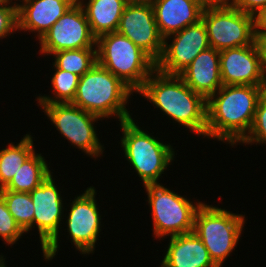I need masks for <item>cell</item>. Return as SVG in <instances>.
<instances>
[{
	"instance_id": "6da1fadb",
	"label": "cell",
	"mask_w": 266,
	"mask_h": 267,
	"mask_svg": "<svg viewBox=\"0 0 266 267\" xmlns=\"http://www.w3.org/2000/svg\"><path fill=\"white\" fill-rule=\"evenodd\" d=\"M266 86L223 85L207 99L206 137L240 143L249 133Z\"/></svg>"
},
{
	"instance_id": "7a4b0ae2",
	"label": "cell",
	"mask_w": 266,
	"mask_h": 267,
	"mask_svg": "<svg viewBox=\"0 0 266 267\" xmlns=\"http://www.w3.org/2000/svg\"><path fill=\"white\" fill-rule=\"evenodd\" d=\"M138 93L191 133L206 137L207 99L194 92L179 75L156 69Z\"/></svg>"
},
{
	"instance_id": "3957f363",
	"label": "cell",
	"mask_w": 266,
	"mask_h": 267,
	"mask_svg": "<svg viewBox=\"0 0 266 267\" xmlns=\"http://www.w3.org/2000/svg\"><path fill=\"white\" fill-rule=\"evenodd\" d=\"M134 93L117 76L98 64L79 78L73 105L99 116H114L122 122L131 119L126 104Z\"/></svg>"
},
{
	"instance_id": "277c9868",
	"label": "cell",
	"mask_w": 266,
	"mask_h": 267,
	"mask_svg": "<svg viewBox=\"0 0 266 267\" xmlns=\"http://www.w3.org/2000/svg\"><path fill=\"white\" fill-rule=\"evenodd\" d=\"M97 63L137 93L156 70V62L126 36L118 32L96 39Z\"/></svg>"
},
{
	"instance_id": "5b68a950",
	"label": "cell",
	"mask_w": 266,
	"mask_h": 267,
	"mask_svg": "<svg viewBox=\"0 0 266 267\" xmlns=\"http://www.w3.org/2000/svg\"><path fill=\"white\" fill-rule=\"evenodd\" d=\"M119 124L123 135L120 142L124 157L141 177L144 186L159 184V177L174 160L173 146L141 130L133 118Z\"/></svg>"
},
{
	"instance_id": "8992f818",
	"label": "cell",
	"mask_w": 266,
	"mask_h": 267,
	"mask_svg": "<svg viewBox=\"0 0 266 267\" xmlns=\"http://www.w3.org/2000/svg\"><path fill=\"white\" fill-rule=\"evenodd\" d=\"M244 224V215L202 203L194 217L193 232L202 240L214 264L222 267L237 247Z\"/></svg>"
},
{
	"instance_id": "52a82bcc",
	"label": "cell",
	"mask_w": 266,
	"mask_h": 267,
	"mask_svg": "<svg viewBox=\"0 0 266 267\" xmlns=\"http://www.w3.org/2000/svg\"><path fill=\"white\" fill-rule=\"evenodd\" d=\"M201 20L210 47L218 51L251 45L257 40L254 15L230 6L225 0L206 4Z\"/></svg>"
},
{
	"instance_id": "ba28073f",
	"label": "cell",
	"mask_w": 266,
	"mask_h": 267,
	"mask_svg": "<svg viewBox=\"0 0 266 267\" xmlns=\"http://www.w3.org/2000/svg\"><path fill=\"white\" fill-rule=\"evenodd\" d=\"M153 220L155 238L177 236L193 232L194 217L203 202L175 193L159 184L145 185Z\"/></svg>"
},
{
	"instance_id": "9c48e42d",
	"label": "cell",
	"mask_w": 266,
	"mask_h": 267,
	"mask_svg": "<svg viewBox=\"0 0 266 267\" xmlns=\"http://www.w3.org/2000/svg\"><path fill=\"white\" fill-rule=\"evenodd\" d=\"M59 134L92 158L100 157L104 145L100 142L94 123L101 118L72 103L38 104Z\"/></svg>"
},
{
	"instance_id": "30bf717a",
	"label": "cell",
	"mask_w": 266,
	"mask_h": 267,
	"mask_svg": "<svg viewBox=\"0 0 266 267\" xmlns=\"http://www.w3.org/2000/svg\"><path fill=\"white\" fill-rule=\"evenodd\" d=\"M51 174L29 194L34 204V226L38 229L41 250L46 261L55 258L59 248V227L62 224L63 198Z\"/></svg>"
},
{
	"instance_id": "8fae6325",
	"label": "cell",
	"mask_w": 266,
	"mask_h": 267,
	"mask_svg": "<svg viewBox=\"0 0 266 267\" xmlns=\"http://www.w3.org/2000/svg\"><path fill=\"white\" fill-rule=\"evenodd\" d=\"M42 55L71 49L96 48L83 7L76 1L39 40Z\"/></svg>"
},
{
	"instance_id": "7c38bea8",
	"label": "cell",
	"mask_w": 266,
	"mask_h": 267,
	"mask_svg": "<svg viewBox=\"0 0 266 267\" xmlns=\"http://www.w3.org/2000/svg\"><path fill=\"white\" fill-rule=\"evenodd\" d=\"M172 38V39H171ZM172 40L168 45V40ZM210 47L202 20L164 39L163 53L156 69L167 75H179L203 50Z\"/></svg>"
},
{
	"instance_id": "4fadbf2b",
	"label": "cell",
	"mask_w": 266,
	"mask_h": 267,
	"mask_svg": "<svg viewBox=\"0 0 266 267\" xmlns=\"http://www.w3.org/2000/svg\"><path fill=\"white\" fill-rule=\"evenodd\" d=\"M84 192L70 202L66 224L75 248L80 253L89 255L94 253L95 244L99 240L102 218L95 199V188L90 186Z\"/></svg>"
},
{
	"instance_id": "5bb4252c",
	"label": "cell",
	"mask_w": 266,
	"mask_h": 267,
	"mask_svg": "<svg viewBox=\"0 0 266 267\" xmlns=\"http://www.w3.org/2000/svg\"><path fill=\"white\" fill-rule=\"evenodd\" d=\"M117 32L130 39L155 62L162 56L164 38L158 30L151 4L127 3Z\"/></svg>"
},
{
	"instance_id": "9a60e30c",
	"label": "cell",
	"mask_w": 266,
	"mask_h": 267,
	"mask_svg": "<svg viewBox=\"0 0 266 267\" xmlns=\"http://www.w3.org/2000/svg\"><path fill=\"white\" fill-rule=\"evenodd\" d=\"M220 73L223 85L266 86L257 40L251 45L221 50Z\"/></svg>"
},
{
	"instance_id": "2e32d148",
	"label": "cell",
	"mask_w": 266,
	"mask_h": 267,
	"mask_svg": "<svg viewBox=\"0 0 266 267\" xmlns=\"http://www.w3.org/2000/svg\"><path fill=\"white\" fill-rule=\"evenodd\" d=\"M18 31L37 33L42 36L77 0H16Z\"/></svg>"
},
{
	"instance_id": "e0dca14e",
	"label": "cell",
	"mask_w": 266,
	"mask_h": 267,
	"mask_svg": "<svg viewBox=\"0 0 266 267\" xmlns=\"http://www.w3.org/2000/svg\"><path fill=\"white\" fill-rule=\"evenodd\" d=\"M152 6L158 30L165 39L198 23L206 3L202 0H156Z\"/></svg>"
},
{
	"instance_id": "ac0fdd59",
	"label": "cell",
	"mask_w": 266,
	"mask_h": 267,
	"mask_svg": "<svg viewBox=\"0 0 266 267\" xmlns=\"http://www.w3.org/2000/svg\"><path fill=\"white\" fill-rule=\"evenodd\" d=\"M183 81L206 99L223 86L220 73V51L209 47L179 74Z\"/></svg>"
},
{
	"instance_id": "d6986e66",
	"label": "cell",
	"mask_w": 266,
	"mask_h": 267,
	"mask_svg": "<svg viewBox=\"0 0 266 267\" xmlns=\"http://www.w3.org/2000/svg\"><path fill=\"white\" fill-rule=\"evenodd\" d=\"M160 267H217L194 233L172 236Z\"/></svg>"
},
{
	"instance_id": "ffe728a7",
	"label": "cell",
	"mask_w": 266,
	"mask_h": 267,
	"mask_svg": "<svg viewBox=\"0 0 266 267\" xmlns=\"http://www.w3.org/2000/svg\"><path fill=\"white\" fill-rule=\"evenodd\" d=\"M83 7L93 36L117 32L126 0H77ZM84 2V3H83Z\"/></svg>"
},
{
	"instance_id": "44dd1931",
	"label": "cell",
	"mask_w": 266,
	"mask_h": 267,
	"mask_svg": "<svg viewBox=\"0 0 266 267\" xmlns=\"http://www.w3.org/2000/svg\"><path fill=\"white\" fill-rule=\"evenodd\" d=\"M49 168L42 154L34 152L20 167L10 183L0 190L30 193L52 174Z\"/></svg>"
},
{
	"instance_id": "7402d4cb",
	"label": "cell",
	"mask_w": 266,
	"mask_h": 267,
	"mask_svg": "<svg viewBox=\"0 0 266 267\" xmlns=\"http://www.w3.org/2000/svg\"><path fill=\"white\" fill-rule=\"evenodd\" d=\"M33 138L26 134L18 144L10 143L0 150V189L10 183L20 167L35 152Z\"/></svg>"
},
{
	"instance_id": "603a6c76",
	"label": "cell",
	"mask_w": 266,
	"mask_h": 267,
	"mask_svg": "<svg viewBox=\"0 0 266 267\" xmlns=\"http://www.w3.org/2000/svg\"><path fill=\"white\" fill-rule=\"evenodd\" d=\"M55 72L51 78L53 96L39 95L38 104L72 103L75 98L80 76L59 69L54 63Z\"/></svg>"
},
{
	"instance_id": "cb8c5ba5",
	"label": "cell",
	"mask_w": 266,
	"mask_h": 267,
	"mask_svg": "<svg viewBox=\"0 0 266 267\" xmlns=\"http://www.w3.org/2000/svg\"><path fill=\"white\" fill-rule=\"evenodd\" d=\"M0 195L4 198L8 211L14 217L17 225L24 233H28L33 228L34 219V204L30 194L0 190Z\"/></svg>"
},
{
	"instance_id": "d4e9b609",
	"label": "cell",
	"mask_w": 266,
	"mask_h": 267,
	"mask_svg": "<svg viewBox=\"0 0 266 267\" xmlns=\"http://www.w3.org/2000/svg\"><path fill=\"white\" fill-rule=\"evenodd\" d=\"M52 55L59 69L78 76L88 72L97 62L96 48L62 50Z\"/></svg>"
},
{
	"instance_id": "484cf974",
	"label": "cell",
	"mask_w": 266,
	"mask_h": 267,
	"mask_svg": "<svg viewBox=\"0 0 266 267\" xmlns=\"http://www.w3.org/2000/svg\"><path fill=\"white\" fill-rule=\"evenodd\" d=\"M241 143L245 145L266 144V90L258 101L251 129Z\"/></svg>"
},
{
	"instance_id": "4316f807",
	"label": "cell",
	"mask_w": 266,
	"mask_h": 267,
	"mask_svg": "<svg viewBox=\"0 0 266 267\" xmlns=\"http://www.w3.org/2000/svg\"><path fill=\"white\" fill-rule=\"evenodd\" d=\"M24 232L17 225L14 217L8 211L4 198L0 195V238L11 246L16 244Z\"/></svg>"
},
{
	"instance_id": "83f0119b",
	"label": "cell",
	"mask_w": 266,
	"mask_h": 267,
	"mask_svg": "<svg viewBox=\"0 0 266 267\" xmlns=\"http://www.w3.org/2000/svg\"><path fill=\"white\" fill-rule=\"evenodd\" d=\"M12 1L0 0V40L18 31L17 3Z\"/></svg>"
},
{
	"instance_id": "f1b7e54d",
	"label": "cell",
	"mask_w": 266,
	"mask_h": 267,
	"mask_svg": "<svg viewBox=\"0 0 266 267\" xmlns=\"http://www.w3.org/2000/svg\"><path fill=\"white\" fill-rule=\"evenodd\" d=\"M225 1L230 6L252 15H255V13L266 4V0H225Z\"/></svg>"
},
{
	"instance_id": "f546056e",
	"label": "cell",
	"mask_w": 266,
	"mask_h": 267,
	"mask_svg": "<svg viewBox=\"0 0 266 267\" xmlns=\"http://www.w3.org/2000/svg\"><path fill=\"white\" fill-rule=\"evenodd\" d=\"M254 22L257 35L266 33V4L255 13Z\"/></svg>"
},
{
	"instance_id": "4dcf8cb0",
	"label": "cell",
	"mask_w": 266,
	"mask_h": 267,
	"mask_svg": "<svg viewBox=\"0 0 266 267\" xmlns=\"http://www.w3.org/2000/svg\"><path fill=\"white\" fill-rule=\"evenodd\" d=\"M257 42L261 51L263 76L266 84V33L259 34L257 36Z\"/></svg>"
},
{
	"instance_id": "1f68e13d",
	"label": "cell",
	"mask_w": 266,
	"mask_h": 267,
	"mask_svg": "<svg viewBox=\"0 0 266 267\" xmlns=\"http://www.w3.org/2000/svg\"><path fill=\"white\" fill-rule=\"evenodd\" d=\"M127 3L153 4L156 0H126Z\"/></svg>"
},
{
	"instance_id": "d6a6232c",
	"label": "cell",
	"mask_w": 266,
	"mask_h": 267,
	"mask_svg": "<svg viewBox=\"0 0 266 267\" xmlns=\"http://www.w3.org/2000/svg\"><path fill=\"white\" fill-rule=\"evenodd\" d=\"M5 259L3 255H0V267H7L5 264Z\"/></svg>"
},
{
	"instance_id": "836d02e7",
	"label": "cell",
	"mask_w": 266,
	"mask_h": 267,
	"mask_svg": "<svg viewBox=\"0 0 266 267\" xmlns=\"http://www.w3.org/2000/svg\"><path fill=\"white\" fill-rule=\"evenodd\" d=\"M202 1H204L206 4H211V3L219 2L221 0H202Z\"/></svg>"
}]
</instances>
